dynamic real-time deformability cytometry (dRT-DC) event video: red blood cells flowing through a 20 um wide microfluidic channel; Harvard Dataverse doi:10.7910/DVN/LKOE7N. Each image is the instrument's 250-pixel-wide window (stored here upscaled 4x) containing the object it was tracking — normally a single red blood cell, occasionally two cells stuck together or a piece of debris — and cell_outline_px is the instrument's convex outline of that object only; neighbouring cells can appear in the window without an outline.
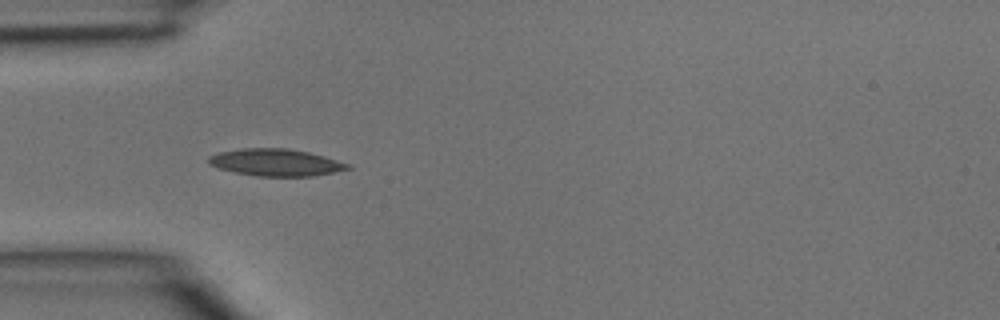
{"species": "common noctule bat (a hibernating species)", "species_latin": "Nyctalus noctula", "temperature_condition": "room temperature", "stored_images_in_passage": 5, "camera_frame_rate_fps": 3000, "um_per_image_px": 0.085, "animal": {"sex": "male", "body_mass_g": 15.6}, "frame": {"image": 1, "passage_image": 4, "time_ms": 1.0, "image_size_px": [1000, 320], "cell_outline_px": [[352, 168], [312, 176], [256, 176], [236, 172], [220, 168], [208, 164], [208, 156], [220, 152], [244, 148], [288, 148], [308, 152], [324, 156], [352, 164]], "centroid_in_image_um": [23.46, 13.8], "position_along_channel_um": 61.5, "area_um2": 21.85}}
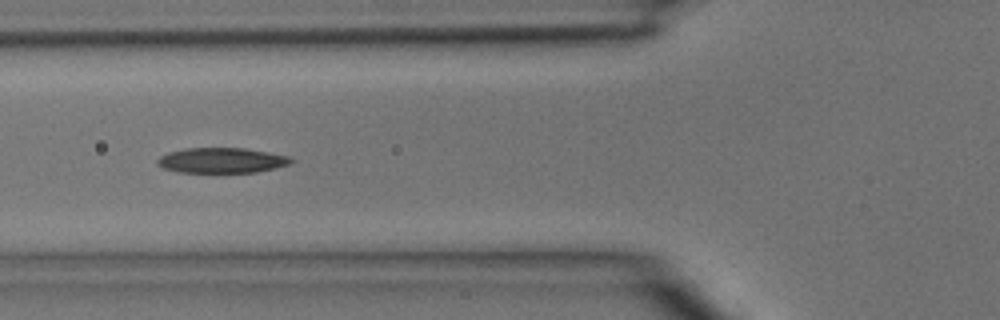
{"frame": {"image": 2, "passage_image": 5, "time_ms": 1.333, "image_size_px": [1000, 320], "cell_outline_px": [[296, 160], [288, 164], [276, 168], [256, 172], [176, 172], [160, 168], [156, 164], [156, 160], [160, 156], [168, 152], [184, 148], [244, 148], [268, 152], [288, 156]], "centroid_in_image_um": [18.79, 13.63], "position_along_channel_um": 107.0, "area_um2": 19.83}}